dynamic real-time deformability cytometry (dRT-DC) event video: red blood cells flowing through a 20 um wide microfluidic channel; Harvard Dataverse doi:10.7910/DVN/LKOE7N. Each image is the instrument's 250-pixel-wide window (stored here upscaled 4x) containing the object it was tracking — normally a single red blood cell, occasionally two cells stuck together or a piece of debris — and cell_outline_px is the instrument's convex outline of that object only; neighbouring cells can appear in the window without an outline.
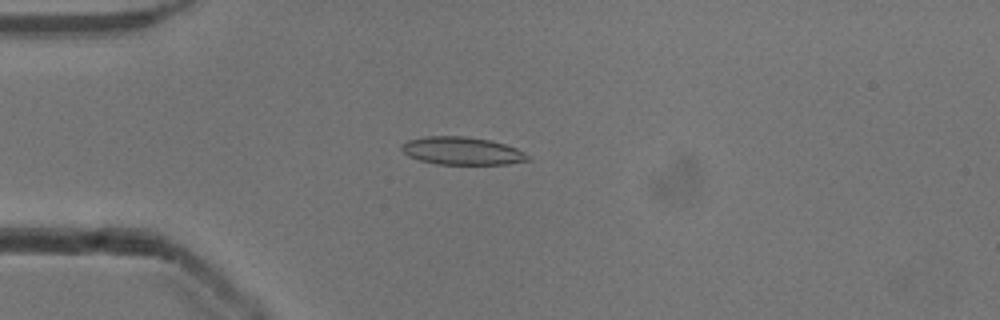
{"species": "common noctule bat (a hibernating species)", "species_latin": "Nyctalus noctula", "temperature_condition": "cold", "stored_images_in_passage": 4, "camera_frame_rate_fps": 3000, "um_per_image_px": 0.085, "animal": {"sex": "male", "body_mass_g": 13.3}, "frame": {"image": 1, "passage_image": 4, "time_ms": 1.0, "image_size_px": [1000, 320], "cell_outline_px": [[532, 160], [508, 164], [436, 164], [420, 160], [408, 156], [400, 148], [400, 144], [408, 140], [424, 136], [464, 136], [488, 140], [504, 144], [516, 148], [524, 152]], "centroid_in_image_um": [39.25, 12.83], "position_along_channel_um": 45.8, "area_um2": 20.46}}